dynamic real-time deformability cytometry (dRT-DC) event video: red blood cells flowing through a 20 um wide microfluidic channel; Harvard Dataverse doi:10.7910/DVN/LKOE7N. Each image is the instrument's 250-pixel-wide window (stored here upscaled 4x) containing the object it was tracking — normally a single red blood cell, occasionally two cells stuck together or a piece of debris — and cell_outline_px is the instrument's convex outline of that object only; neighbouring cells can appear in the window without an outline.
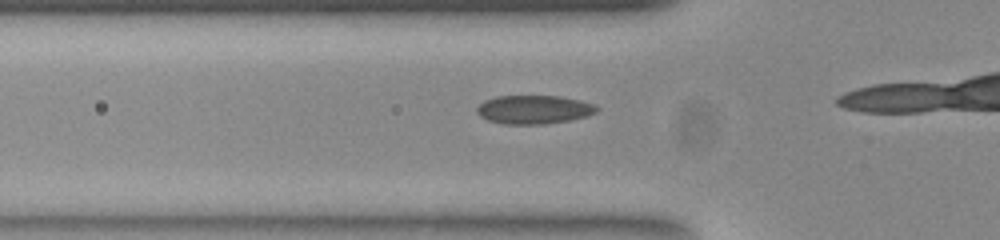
{"species": "common noctule bat (a hibernating species)", "species_latin": "Nyctalus noctula", "temperature_condition": "room temperature", "stored_images_in_passage": 8, "camera_frame_rate_fps": 3000, "um_per_image_px": 0.085, "animal": {"sex": "female", "body_mass_g": 23.0, "forearm_length_mm": 53.4}, "frame": {"image": 1, "passage_image": 3, "time_ms": 0.667, "image_size_px": [1000, 240], "cell_outline_px": [[600, 108], [596, 112], [588, 116], [568, 120], [544, 124], [504, 124], [488, 120], [480, 116], [476, 112], [476, 108], [484, 100], [496, 96], [560, 96], [580, 100], [596, 104]], "centroid_in_image_um": [45.39, 9.31], "position_along_channel_um": 80.4, "area_um2": 20.11}}
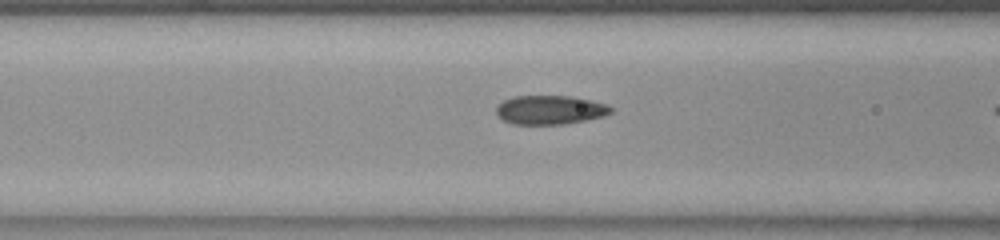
{"frame": {"image": 2, "passage_image": 6, "time_ms": 1.667, "image_size_px": [1000, 240], "cell_outline_px": [[616, 108], [612, 112], [604, 116], [588, 120], [560, 124], [512, 124], [496, 116], [496, 104], [512, 96], [572, 96], [592, 100], [608, 104]], "centroid_in_image_um": [46.77, 9.33], "position_along_channel_um": 119.8, "area_um2": 19.71}}